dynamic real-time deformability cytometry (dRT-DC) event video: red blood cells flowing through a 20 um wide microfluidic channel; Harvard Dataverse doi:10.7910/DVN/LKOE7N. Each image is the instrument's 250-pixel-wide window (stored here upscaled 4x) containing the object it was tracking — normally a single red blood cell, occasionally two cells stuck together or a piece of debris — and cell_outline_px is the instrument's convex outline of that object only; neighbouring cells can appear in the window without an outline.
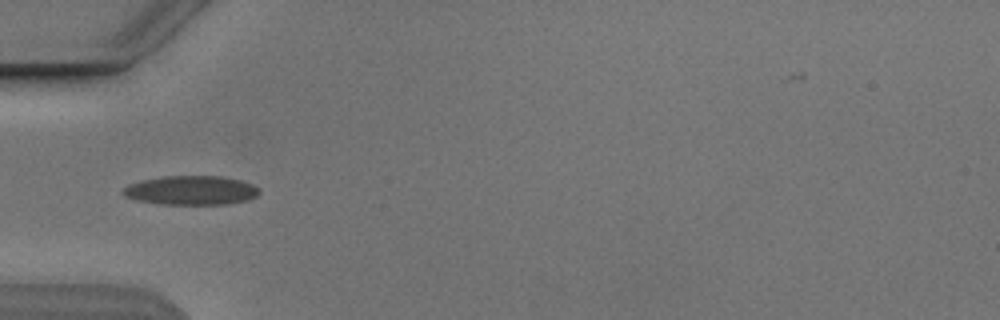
{"species": "Egyptian fruit bat (a non-hibernating species)", "species_latin": "Rousettus aegyptiacus", "temperature_condition": "cold", "stored_images_in_passage": 6, "camera_frame_rate_fps": 3000, "um_per_image_px": 0.085, "animal": {"sex": "male"}, "frame": {"image": 1, "passage_image": 5, "time_ms": 5.333, "image_size_px": [1000, 320], "cell_outline_px": [[260, 192], [256, 196], [248, 200], [228, 204], [160, 204], [136, 200], [124, 196], [120, 192], [124, 188], [132, 184], [144, 180], [164, 176], [220, 176], [240, 180], [252, 184], [260, 188]], "centroid_in_image_um": [16.27, 16.18], "position_along_channel_um": 68.7, "area_um2": 23.06}}
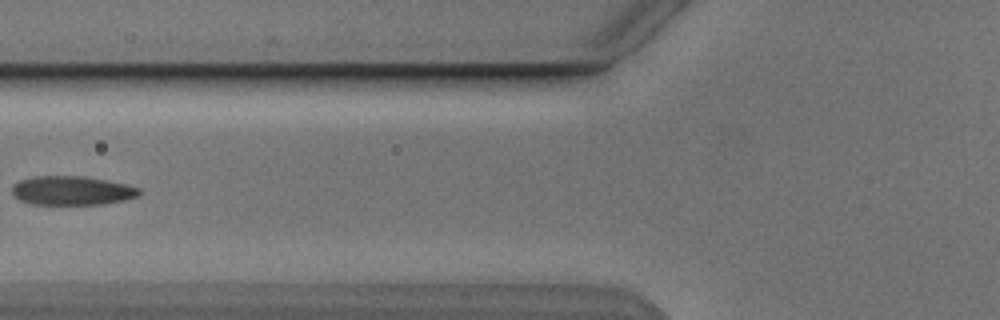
{"frame": {"image": 2, "passage_image": 6, "time_ms": 6.667, "image_size_px": [1000, 320], "cell_outline_px": [[144, 192], [140, 196], [128, 200], [104, 204], [28, 204], [12, 196], [12, 188], [20, 180], [32, 176], [84, 176], [124, 184], [140, 188]], "centroid_in_image_um": [6.15, 16.21], "position_along_channel_um": 119.7, "area_um2": 21.73}}